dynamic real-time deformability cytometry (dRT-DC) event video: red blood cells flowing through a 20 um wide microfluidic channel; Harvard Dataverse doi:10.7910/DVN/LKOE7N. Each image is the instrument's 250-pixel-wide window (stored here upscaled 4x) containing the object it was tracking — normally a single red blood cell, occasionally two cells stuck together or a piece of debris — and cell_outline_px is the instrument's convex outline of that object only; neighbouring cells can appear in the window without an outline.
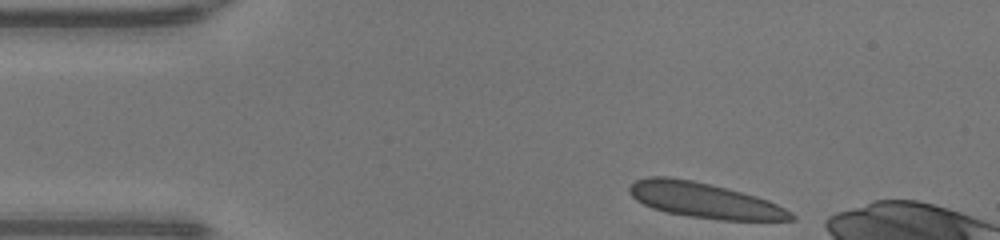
{"species": "human", "species_latin": "Homo sapiens", "temperature_condition": "warm", "stored_images_in_passage": 9, "camera_frame_rate_fps": 3000, "um_per_image_px": 0.085, "donor": {"sex": "male"}, "frame": {"image": 1, "passage_image": 1, "time_ms": 0.0, "image_size_px": [1000, 240], "cell_outline_px": [[796, 220], [720, 220], [688, 216], [664, 212], [652, 208], [636, 200], [632, 196], [628, 188], [636, 180], [648, 176], [668, 176], [692, 180], [728, 188], [756, 196], [768, 200], [792, 212], [796, 216]], "centroid_in_image_um": [59.88, 17.03], "position_along_channel_um": 25.1, "area_um2": 33.23}}